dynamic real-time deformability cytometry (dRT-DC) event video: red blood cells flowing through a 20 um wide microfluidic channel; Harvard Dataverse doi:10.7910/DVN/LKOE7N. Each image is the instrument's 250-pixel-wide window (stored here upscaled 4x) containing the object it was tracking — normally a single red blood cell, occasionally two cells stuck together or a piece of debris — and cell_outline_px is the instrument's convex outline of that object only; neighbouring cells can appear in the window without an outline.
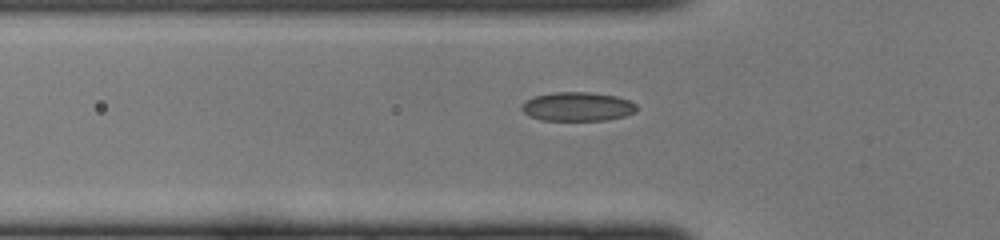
{"species": "common noctule bat (a hibernating species)", "species_latin": "Nyctalus noctula", "temperature_condition": "cold", "stored_images_in_passage": 29, "camera_frame_rate_fps": 3000, "um_per_image_px": 0.085, "animal": {"sex": "female", "body_mass_g": 22.0, "forearm_length_mm": 56.7}, "frame": {"image": 1, "passage_image": 4, "time_ms": 1.0, "image_size_px": [1000, 240], "cell_outline_px": [[636, 112], [624, 116], [608, 120], [540, 120], [528, 116], [520, 108], [520, 104], [524, 100], [536, 96], [552, 92], [592, 92], [616, 96], [628, 100], [636, 104]], "centroid_in_image_um": [49.05, 9.06], "position_along_channel_um": 76.8, "area_um2": 19.59}}
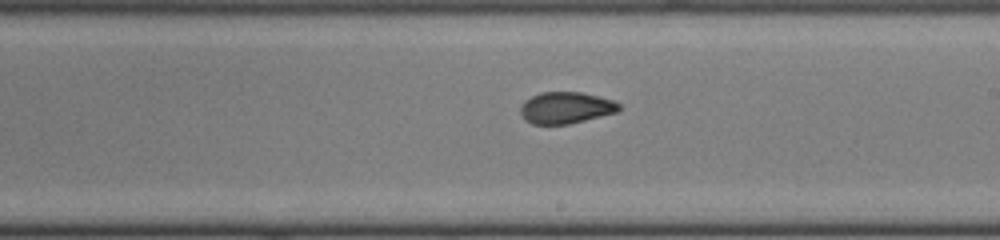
{"frame": {"image": 2, "passage_image": 15, "time_ms": 4.667, "image_size_px": [1000, 240], "cell_outline_px": [[620, 108], [616, 112], [568, 124], [532, 124], [524, 120], [520, 112], [520, 108], [524, 100], [540, 92], [580, 92], [612, 100], [620, 104]], "centroid_in_image_um": [48.04, 9.16], "position_along_channel_um": 241.0, "area_um2": 17.98}}
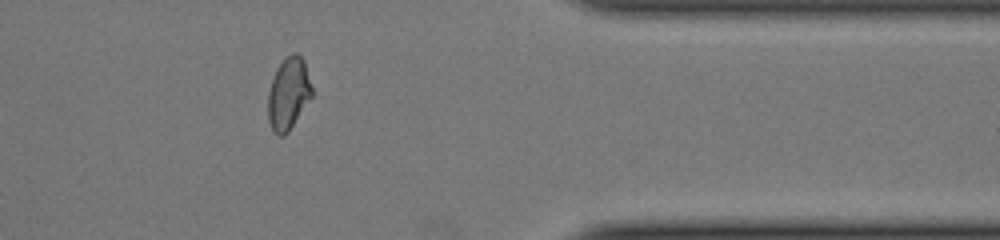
{"frame": {"image": 3, "passage_image": 26, "time_ms": 8.333, "image_size_px": [1000, 240], "cell_outline_px": [[312, 96], [288, 132], [284, 136], [276, 136], [268, 120], [268, 92], [276, 68], [292, 52], [296, 52], [304, 60], [312, 88]], "centroid_in_image_um": [24.51, 7.97], "position_along_channel_um": 386.9, "area_um2": 18.32}}